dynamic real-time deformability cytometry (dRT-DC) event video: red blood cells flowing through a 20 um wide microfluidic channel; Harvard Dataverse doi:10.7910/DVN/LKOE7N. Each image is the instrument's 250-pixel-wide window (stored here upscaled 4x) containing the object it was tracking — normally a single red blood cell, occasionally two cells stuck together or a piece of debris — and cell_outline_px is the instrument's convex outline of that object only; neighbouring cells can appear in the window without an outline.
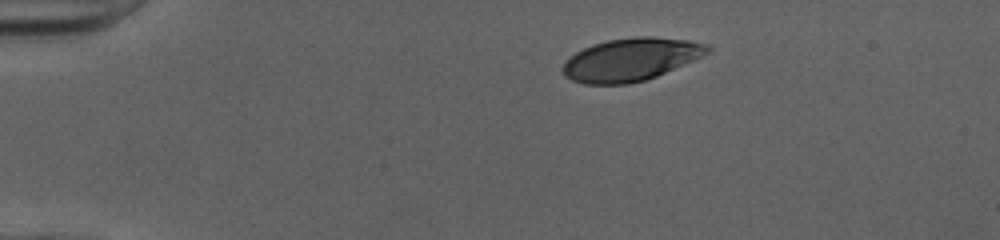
{"species": "human", "species_latin": "Homo sapiens", "temperature_condition": "cold", "stored_images_in_passage": 42, "camera_frame_rate_fps": 3000, "um_per_image_px": 0.085, "donor": {"sex": "female"}, "frame": {"image": 1, "passage_image": 1, "time_ms": 0.0, "image_size_px": [1000, 240], "cell_outline_px": [[712, 48], [708, 52], [692, 60], [648, 80], [628, 84], [584, 84], [572, 80], [564, 76], [564, 64], [576, 52], [592, 44], [608, 40], [632, 36], [652, 36], [688, 40], [708, 44]], "centroid_in_image_um": [53.62, 5.05], "position_along_channel_um": 31.4, "area_um2": 35.84}}
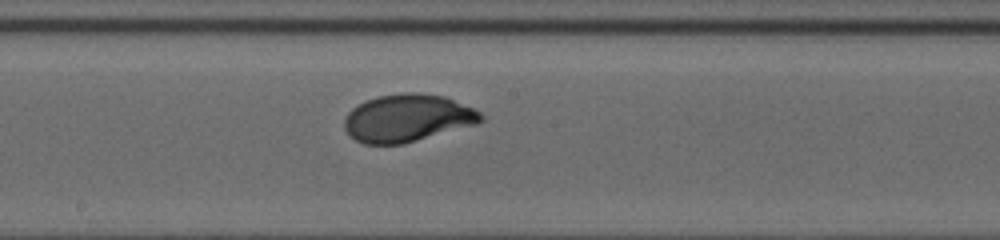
{"frame": {"image": 2, "passage_image": 20, "time_ms": 6.333, "image_size_px": [1000, 240], "cell_outline_px": [[484, 120], [476, 124], [404, 144], [364, 144], [348, 136], [344, 128], [344, 120], [348, 112], [352, 108], [364, 100], [380, 96], [404, 92], [416, 92], [444, 96], [472, 108], [480, 112], [484, 116]], "centroid_in_image_um": [34.6, 10.04], "position_along_channel_um": 213.6, "area_um2": 37.92}}
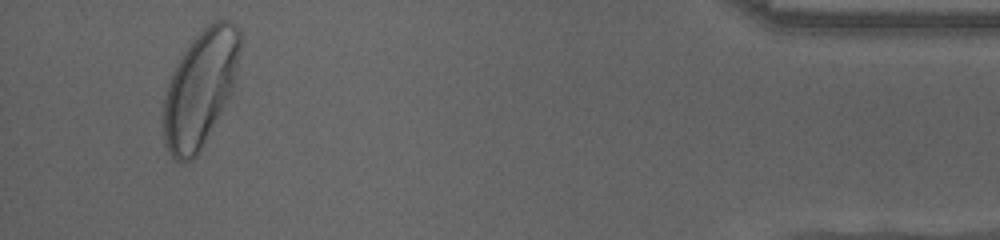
{"frame": {"image": 3, "passage_image": 40, "time_ms": 13.0, "image_size_px": [1000, 240], "cell_outline_px": [[240, 48], [232, 92], [196, 156], [192, 160], [176, 160], [172, 156], [164, 144], [164, 96], [172, 72], [184, 52], [196, 36], [208, 24], [216, 20], [228, 20], [236, 24], [240, 32]], "centroid_in_image_um": [17.02, 7.5], "position_along_channel_um": 418.2, "area_um2": 50.86}, "authors_computed_cell_mechanics": {"area_um2": 37.281, "velocity_mm_per_s": 3.9956, "shape_relaxation_time_tau1_ms": 2.9526, "shape_relaxation_time_tau2_ms": null, "deformation_change_tau1": 0.1689, "deformation_change_tau2": null}}